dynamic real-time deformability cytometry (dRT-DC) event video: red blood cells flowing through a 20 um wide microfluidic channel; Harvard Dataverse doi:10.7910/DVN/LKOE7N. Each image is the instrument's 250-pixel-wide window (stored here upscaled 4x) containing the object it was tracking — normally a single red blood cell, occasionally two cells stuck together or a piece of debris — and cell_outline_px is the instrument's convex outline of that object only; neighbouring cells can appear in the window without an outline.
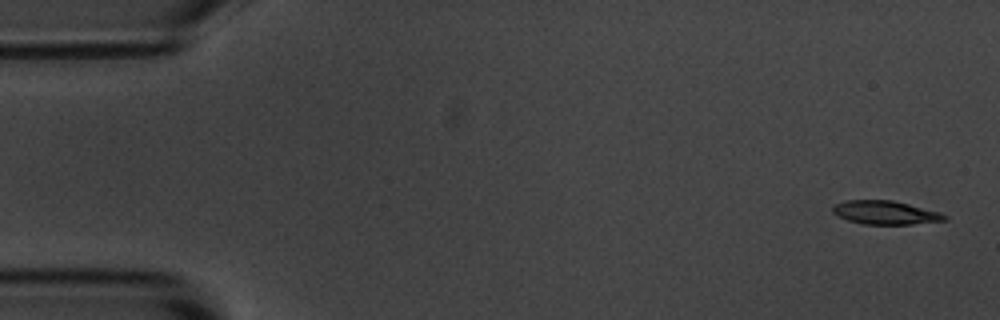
{"species": "common noctule bat (a hibernating species)", "species_latin": "Nyctalus noctula", "temperature_condition": "room temperature", "stored_images_in_passage": 6, "camera_frame_rate_fps": 3000, "um_per_image_px": 0.085, "animal": {"sex": "male", "body_mass_g": 20.1, "forearm_length_mm": 53.5}, "frame": {"image": 1, "passage_image": 1, "time_ms": 0.0, "image_size_px": [1000, 320], "cell_outline_px": [[948, 220], [912, 224], [864, 224], [848, 220], [832, 212], [832, 204], [848, 200], [892, 200], [940, 212], [948, 216]], "centroid_in_image_um": [75.26, 18.06], "position_along_channel_um": 9.7, "area_um2": 15.32}}